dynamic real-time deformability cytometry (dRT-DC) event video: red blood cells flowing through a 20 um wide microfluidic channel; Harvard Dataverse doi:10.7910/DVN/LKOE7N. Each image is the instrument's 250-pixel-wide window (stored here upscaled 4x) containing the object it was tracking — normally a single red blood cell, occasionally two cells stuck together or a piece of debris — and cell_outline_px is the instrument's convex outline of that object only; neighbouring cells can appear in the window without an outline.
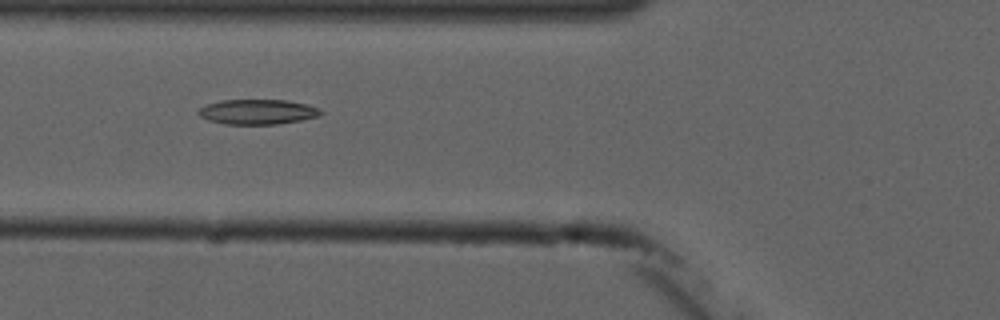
{"species": "common noctule bat (a hibernating species)", "species_latin": "Nyctalus noctula", "temperature_condition": "cold", "stored_images_in_passage": 9, "camera_frame_rate_fps": 3000, "um_per_image_px": 0.085, "animal": {"sex": "male", "forearm_length_mm": 52.5}, "frame": {"image": 1, "passage_image": 6, "time_ms": 5.667, "image_size_px": [1000, 320], "cell_outline_px": [[324, 112], [320, 116], [300, 120], [276, 124], [224, 124], [208, 120], [200, 116], [196, 112], [200, 108], [208, 104], [220, 100], [288, 100], [320, 108]], "centroid_in_image_um": [21.9, 9.5], "position_along_channel_um": 103.9, "area_um2": 17.8}}
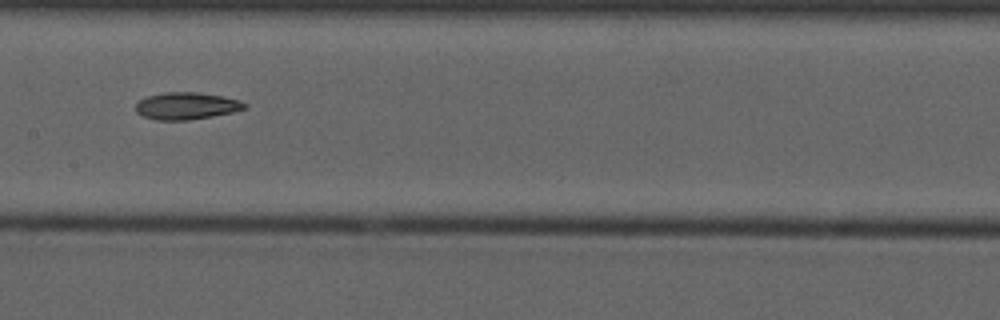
{"frame": {"image": 2, "passage_image": 8, "time_ms": 8.0, "image_size_px": [1000, 320], "cell_outline_px": [[248, 108], [232, 112], [212, 116], [188, 120], [156, 120], [144, 116], [136, 112], [136, 100], [148, 96], [164, 92], [196, 92], [224, 96], [240, 100], [248, 104]], "centroid_in_image_um": [15.86, 8.99], "position_along_channel_um": 191.5, "area_um2": 17.34}}
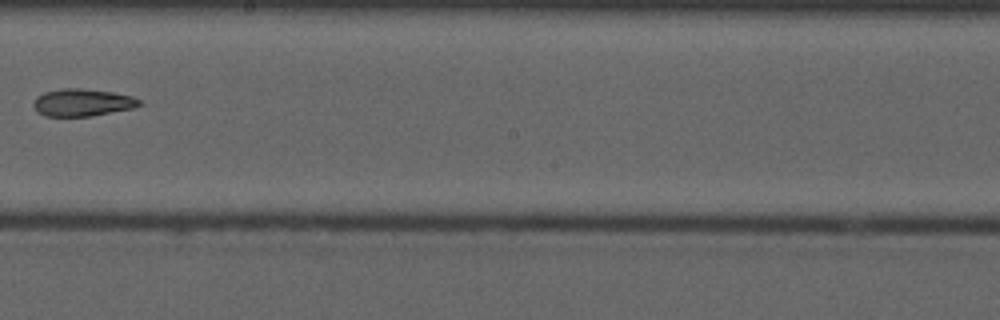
{"frame": {"image": 3, "passage_image": 9, "time_ms": 9.333, "image_size_px": [1000, 320], "cell_outline_px": [[140, 104], [132, 108], [92, 116], [44, 116], [36, 112], [32, 104], [36, 96], [44, 92], [64, 88], [80, 88], [112, 92], [132, 96], [140, 100]], "centroid_in_image_um": [6.94, 8.71], "position_along_channel_um": 241.3, "area_um2": 16.88}}